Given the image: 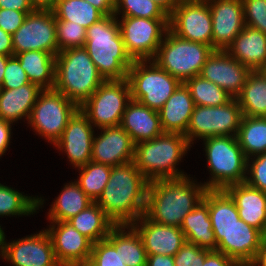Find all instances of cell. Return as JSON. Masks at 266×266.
Returning a JSON list of instances; mask_svg holds the SVG:
<instances>
[{
    "mask_svg": "<svg viewBox=\"0 0 266 266\" xmlns=\"http://www.w3.org/2000/svg\"><path fill=\"white\" fill-rule=\"evenodd\" d=\"M148 185L134 162L113 166L96 203L115 225L132 224L145 214Z\"/></svg>",
    "mask_w": 266,
    "mask_h": 266,
    "instance_id": "6da1fadb",
    "label": "cell"
},
{
    "mask_svg": "<svg viewBox=\"0 0 266 266\" xmlns=\"http://www.w3.org/2000/svg\"><path fill=\"white\" fill-rule=\"evenodd\" d=\"M188 175L179 179L149 181L145 215L155 223L179 227L185 216L203 200L207 188Z\"/></svg>",
    "mask_w": 266,
    "mask_h": 266,
    "instance_id": "7a4b0ae2",
    "label": "cell"
},
{
    "mask_svg": "<svg viewBox=\"0 0 266 266\" xmlns=\"http://www.w3.org/2000/svg\"><path fill=\"white\" fill-rule=\"evenodd\" d=\"M118 17L104 16L86 30L85 50L105 80H123L133 60L125 50Z\"/></svg>",
    "mask_w": 266,
    "mask_h": 266,
    "instance_id": "3957f363",
    "label": "cell"
},
{
    "mask_svg": "<svg viewBox=\"0 0 266 266\" xmlns=\"http://www.w3.org/2000/svg\"><path fill=\"white\" fill-rule=\"evenodd\" d=\"M191 146L185 135L163 132L154 139L137 143L133 162L149 181L183 178L187 174L176 169V165Z\"/></svg>",
    "mask_w": 266,
    "mask_h": 266,
    "instance_id": "277c9868",
    "label": "cell"
},
{
    "mask_svg": "<svg viewBox=\"0 0 266 266\" xmlns=\"http://www.w3.org/2000/svg\"><path fill=\"white\" fill-rule=\"evenodd\" d=\"M105 81L84 47L56 55L54 89L80 107Z\"/></svg>",
    "mask_w": 266,
    "mask_h": 266,
    "instance_id": "5b68a950",
    "label": "cell"
},
{
    "mask_svg": "<svg viewBox=\"0 0 266 266\" xmlns=\"http://www.w3.org/2000/svg\"><path fill=\"white\" fill-rule=\"evenodd\" d=\"M203 141L208 169L211 171V179L203 183L207 189H225L246 181L247 158L236 136H214Z\"/></svg>",
    "mask_w": 266,
    "mask_h": 266,
    "instance_id": "8992f818",
    "label": "cell"
},
{
    "mask_svg": "<svg viewBox=\"0 0 266 266\" xmlns=\"http://www.w3.org/2000/svg\"><path fill=\"white\" fill-rule=\"evenodd\" d=\"M213 51L210 45L182 39L168 29L153 61L184 83L200 74Z\"/></svg>",
    "mask_w": 266,
    "mask_h": 266,
    "instance_id": "52a82bcc",
    "label": "cell"
},
{
    "mask_svg": "<svg viewBox=\"0 0 266 266\" xmlns=\"http://www.w3.org/2000/svg\"><path fill=\"white\" fill-rule=\"evenodd\" d=\"M149 64V65H148ZM131 99L159 111L181 82L153 60L133 61L127 76Z\"/></svg>",
    "mask_w": 266,
    "mask_h": 266,
    "instance_id": "ba28073f",
    "label": "cell"
},
{
    "mask_svg": "<svg viewBox=\"0 0 266 266\" xmlns=\"http://www.w3.org/2000/svg\"><path fill=\"white\" fill-rule=\"evenodd\" d=\"M128 79L105 80L79 109L98 129L121 125L124 111L131 101Z\"/></svg>",
    "mask_w": 266,
    "mask_h": 266,
    "instance_id": "9c48e42d",
    "label": "cell"
},
{
    "mask_svg": "<svg viewBox=\"0 0 266 266\" xmlns=\"http://www.w3.org/2000/svg\"><path fill=\"white\" fill-rule=\"evenodd\" d=\"M78 109L79 107L61 92L44 89L38 95L28 124L38 135L55 144Z\"/></svg>",
    "mask_w": 266,
    "mask_h": 266,
    "instance_id": "30bf717a",
    "label": "cell"
},
{
    "mask_svg": "<svg viewBox=\"0 0 266 266\" xmlns=\"http://www.w3.org/2000/svg\"><path fill=\"white\" fill-rule=\"evenodd\" d=\"M242 117L236 98L222 106L195 105L185 133L186 139L193 144L196 137L204 140L214 136H236Z\"/></svg>",
    "mask_w": 266,
    "mask_h": 266,
    "instance_id": "8fae6325",
    "label": "cell"
},
{
    "mask_svg": "<svg viewBox=\"0 0 266 266\" xmlns=\"http://www.w3.org/2000/svg\"><path fill=\"white\" fill-rule=\"evenodd\" d=\"M118 23L125 50L133 61L153 60L169 29V19L122 17Z\"/></svg>",
    "mask_w": 266,
    "mask_h": 266,
    "instance_id": "7c38bea8",
    "label": "cell"
},
{
    "mask_svg": "<svg viewBox=\"0 0 266 266\" xmlns=\"http://www.w3.org/2000/svg\"><path fill=\"white\" fill-rule=\"evenodd\" d=\"M14 56L26 51H44L56 56V17L53 10H35L12 35Z\"/></svg>",
    "mask_w": 266,
    "mask_h": 266,
    "instance_id": "4fadbf2b",
    "label": "cell"
},
{
    "mask_svg": "<svg viewBox=\"0 0 266 266\" xmlns=\"http://www.w3.org/2000/svg\"><path fill=\"white\" fill-rule=\"evenodd\" d=\"M168 26L182 39L212 47V17L208 2L177 4L169 15Z\"/></svg>",
    "mask_w": 266,
    "mask_h": 266,
    "instance_id": "5bb4252c",
    "label": "cell"
},
{
    "mask_svg": "<svg viewBox=\"0 0 266 266\" xmlns=\"http://www.w3.org/2000/svg\"><path fill=\"white\" fill-rule=\"evenodd\" d=\"M217 242L216 251L222 252L242 266L254 261L263 234L239 219L230 228H212Z\"/></svg>",
    "mask_w": 266,
    "mask_h": 266,
    "instance_id": "9a60e30c",
    "label": "cell"
},
{
    "mask_svg": "<svg viewBox=\"0 0 266 266\" xmlns=\"http://www.w3.org/2000/svg\"><path fill=\"white\" fill-rule=\"evenodd\" d=\"M1 256L13 266H61L46 230L10 243L6 242L4 235Z\"/></svg>",
    "mask_w": 266,
    "mask_h": 266,
    "instance_id": "2e32d148",
    "label": "cell"
},
{
    "mask_svg": "<svg viewBox=\"0 0 266 266\" xmlns=\"http://www.w3.org/2000/svg\"><path fill=\"white\" fill-rule=\"evenodd\" d=\"M50 222L53 225L46 231L51 238L57 262L61 266H80L86 263L90 259L93 242L67 221Z\"/></svg>",
    "mask_w": 266,
    "mask_h": 266,
    "instance_id": "e0dca14e",
    "label": "cell"
},
{
    "mask_svg": "<svg viewBox=\"0 0 266 266\" xmlns=\"http://www.w3.org/2000/svg\"><path fill=\"white\" fill-rule=\"evenodd\" d=\"M250 72L247 66L231 57L226 50L215 49L199 75L224 89L232 98H237Z\"/></svg>",
    "mask_w": 266,
    "mask_h": 266,
    "instance_id": "ac0fdd59",
    "label": "cell"
},
{
    "mask_svg": "<svg viewBox=\"0 0 266 266\" xmlns=\"http://www.w3.org/2000/svg\"><path fill=\"white\" fill-rule=\"evenodd\" d=\"M88 117L78 109L69 119L60 139L54 144L67 154L74 168H79L91 161L94 130Z\"/></svg>",
    "mask_w": 266,
    "mask_h": 266,
    "instance_id": "d6986e66",
    "label": "cell"
},
{
    "mask_svg": "<svg viewBox=\"0 0 266 266\" xmlns=\"http://www.w3.org/2000/svg\"><path fill=\"white\" fill-rule=\"evenodd\" d=\"M212 48L226 50L245 25L242 0H210Z\"/></svg>",
    "mask_w": 266,
    "mask_h": 266,
    "instance_id": "ffe728a7",
    "label": "cell"
},
{
    "mask_svg": "<svg viewBox=\"0 0 266 266\" xmlns=\"http://www.w3.org/2000/svg\"><path fill=\"white\" fill-rule=\"evenodd\" d=\"M100 130L94 135L91 161L111 167L133 162L136 144L120 125Z\"/></svg>",
    "mask_w": 266,
    "mask_h": 266,
    "instance_id": "44dd1931",
    "label": "cell"
},
{
    "mask_svg": "<svg viewBox=\"0 0 266 266\" xmlns=\"http://www.w3.org/2000/svg\"><path fill=\"white\" fill-rule=\"evenodd\" d=\"M131 225L140 234L147 255L174 256L186 243L184 233L179 227L155 223L145 214Z\"/></svg>",
    "mask_w": 266,
    "mask_h": 266,
    "instance_id": "7402d4cb",
    "label": "cell"
},
{
    "mask_svg": "<svg viewBox=\"0 0 266 266\" xmlns=\"http://www.w3.org/2000/svg\"><path fill=\"white\" fill-rule=\"evenodd\" d=\"M233 199L239 217L262 234L266 230V192L249 186L246 182L224 189Z\"/></svg>",
    "mask_w": 266,
    "mask_h": 266,
    "instance_id": "603a6c76",
    "label": "cell"
},
{
    "mask_svg": "<svg viewBox=\"0 0 266 266\" xmlns=\"http://www.w3.org/2000/svg\"><path fill=\"white\" fill-rule=\"evenodd\" d=\"M226 51L251 71L266 70V34L245 26Z\"/></svg>",
    "mask_w": 266,
    "mask_h": 266,
    "instance_id": "cb8c5ba5",
    "label": "cell"
},
{
    "mask_svg": "<svg viewBox=\"0 0 266 266\" xmlns=\"http://www.w3.org/2000/svg\"><path fill=\"white\" fill-rule=\"evenodd\" d=\"M120 126L135 144L154 139L164 132L159 112L134 100L127 104Z\"/></svg>",
    "mask_w": 266,
    "mask_h": 266,
    "instance_id": "d4e9b609",
    "label": "cell"
},
{
    "mask_svg": "<svg viewBox=\"0 0 266 266\" xmlns=\"http://www.w3.org/2000/svg\"><path fill=\"white\" fill-rule=\"evenodd\" d=\"M194 107L189 89L181 83L158 111L162 130L185 135Z\"/></svg>",
    "mask_w": 266,
    "mask_h": 266,
    "instance_id": "484cf974",
    "label": "cell"
},
{
    "mask_svg": "<svg viewBox=\"0 0 266 266\" xmlns=\"http://www.w3.org/2000/svg\"><path fill=\"white\" fill-rule=\"evenodd\" d=\"M42 90L31 82L17 89H0V119L14 123L26 117L28 121Z\"/></svg>",
    "mask_w": 266,
    "mask_h": 266,
    "instance_id": "4316f807",
    "label": "cell"
},
{
    "mask_svg": "<svg viewBox=\"0 0 266 266\" xmlns=\"http://www.w3.org/2000/svg\"><path fill=\"white\" fill-rule=\"evenodd\" d=\"M186 242L196 244L201 248L216 250L217 242L209 217L208 204L202 200L189 212L180 226Z\"/></svg>",
    "mask_w": 266,
    "mask_h": 266,
    "instance_id": "83f0119b",
    "label": "cell"
},
{
    "mask_svg": "<svg viewBox=\"0 0 266 266\" xmlns=\"http://www.w3.org/2000/svg\"><path fill=\"white\" fill-rule=\"evenodd\" d=\"M28 80L41 89H54L56 56L44 51H26L15 55Z\"/></svg>",
    "mask_w": 266,
    "mask_h": 266,
    "instance_id": "f1b7e54d",
    "label": "cell"
},
{
    "mask_svg": "<svg viewBox=\"0 0 266 266\" xmlns=\"http://www.w3.org/2000/svg\"><path fill=\"white\" fill-rule=\"evenodd\" d=\"M236 99L244 116L266 117V70L251 71Z\"/></svg>",
    "mask_w": 266,
    "mask_h": 266,
    "instance_id": "f546056e",
    "label": "cell"
},
{
    "mask_svg": "<svg viewBox=\"0 0 266 266\" xmlns=\"http://www.w3.org/2000/svg\"><path fill=\"white\" fill-rule=\"evenodd\" d=\"M67 222L93 243L106 239L110 230L115 226V223L96 202L71 217Z\"/></svg>",
    "mask_w": 266,
    "mask_h": 266,
    "instance_id": "4dcf8cb0",
    "label": "cell"
},
{
    "mask_svg": "<svg viewBox=\"0 0 266 266\" xmlns=\"http://www.w3.org/2000/svg\"><path fill=\"white\" fill-rule=\"evenodd\" d=\"M93 201L82 191L74 181L66 184L60 195L49 209L50 221H67L85 210Z\"/></svg>",
    "mask_w": 266,
    "mask_h": 266,
    "instance_id": "1f68e13d",
    "label": "cell"
},
{
    "mask_svg": "<svg viewBox=\"0 0 266 266\" xmlns=\"http://www.w3.org/2000/svg\"><path fill=\"white\" fill-rule=\"evenodd\" d=\"M237 141L246 158L266 152V117H242Z\"/></svg>",
    "mask_w": 266,
    "mask_h": 266,
    "instance_id": "d6a6232c",
    "label": "cell"
},
{
    "mask_svg": "<svg viewBox=\"0 0 266 266\" xmlns=\"http://www.w3.org/2000/svg\"><path fill=\"white\" fill-rule=\"evenodd\" d=\"M203 200L208 204L212 228H230L240 219L233 199L224 189H207Z\"/></svg>",
    "mask_w": 266,
    "mask_h": 266,
    "instance_id": "836d02e7",
    "label": "cell"
},
{
    "mask_svg": "<svg viewBox=\"0 0 266 266\" xmlns=\"http://www.w3.org/2000/svg\"><path fill=\"white\" fill-rule=\"evenodd\" d=\"M52 10L56 20L74 22L85 29L104 17L86 0H57Z\"/></svg>",
    "mask_w": 266,
    "mask_h": 266,
    "instance_id": "e575fe53",
    "label": "cell"
},
{
    "mask_svg": "<svg viewBox=\"0 0 266 266\" xmlns=\"http://www.w3.org/2000/svg\"><path fill=\"white\" fill-rule=\"evenodd\" d=\"M40 197L25 196L21 192L0 183V216L31 215L43 205Z\"/></svg>",
    "mask_w": 266,
    "mask_h": 266,
    "instance_id": "d590c367",
    "label": "cell"
},
{
    "mask_svg": "<svg viewBox=\"0 0 266 266\" xmlns=\"http://www.w3.org/2000/svg\"><path fill=\"white\" fill-rule=\"evenodd\" d=\"M184 84L189 89L194 104L198 106H222L232 99L224 89L200 75L186 80Z\"/></svg>",
    "mask_w": 266,
    "mask_h": 266,
    "instance_id": "8d00e7d4",
    "label": "cell"
},
{
    "mask_svg": "<svg viewBox=\"0 0 266 266\" xmlns=\"http://www.w3.org/2000/svg\"><path fill=\"white\" fill-rule=\"evenodd\" d=\"M78 170L81 174L76 182L82 191L96 202L109 181L111 166L90 161Z\"/></svg>",
    "mask_w": 266,
    "mask_h": 266,
    "instance_id": "74e56055",
    "label": "cell"
},
{
    "mask_svg": "<svg viewBox=\"0 0 266 266\" xmlns=\"http://www.w3.org/2000/svg\"><path fill=\"white\" fill-rule=\"evenodd\" d=\"M89 261L94 266H127L120 257V225H115L106 239L93 243Z\"/></svg>",
    "mask_w": 266,
    "mask_h": 266,
    "instance_id": "f35d334b",
    "label": "cell"
},
{
    "mask_svg": "<svg viewBox=\"0 0 266 266\" xmlns=\"http://www.w3.org/2000/svg\"><path fill=\"white\" fill-rule=\"evenodd\" d=\"M120 257L127 266H146L147 254L142 238L131 224L120 225Z\"/></svg>",
    "mask_w": 266,
    "mask_h": 266,
    "instance_id": "ab89813d",
    "label": "cell"
},
{
    "mask_svg": "<svg viewBox=\"0 0 266 266\" xmlns=\"http://www.w3.org/2000/svg\"><path fill=\"white\" fill-rule=\"evenodd\" d=\"M169 19V15L153 0H116L114 16Z\"/></svg>",
    "mask_w": 266,
    "mask_h": 266,
    "instance_id": "60d3db41",
    "label": "cell"
},
{
    "mask_svg": "<svg viewBox=\"0 0 266 266\" xmlns=\"http://www.w3.org/2000/svg\"><path fill=\"white\" fill-rule=\"evenodd\" d=\"M86 30L87 29L77 23L56 20L58 52L70 48L84 47L86 42Z\"/></svg>",
    "mask_w": 266,
    "mask_h": 266,
    "instance_id": "b9f144b4",
    "label": "cell"
},
{
    "mask_svg": "<svg viewBox=\"0 0 266 266\" xmlns=\"http://www.w3.org/2000/svg\"><path fill=\"white\" fill-rule=\"evenodd\" d=\"M245 25L266 34V0H242Z\"/></svg>",
    "mask_w": 266,
    "mask_h": 266,
    "instance_id": "7bdbcfd3",
    "label": "cell"
},
{
    "mask_svg": "<svg viewBox=\"0 0 266 266\" xmlns=\"http://www.w3.org/2000/svg\"><path fill=\"white\" fill-rule=\"evenodd\" d=\"M247 159L246 183L256 189L266 192V152ZM250 159L251 160L250 162ZM250 175V176H249Z\"/></svg>",
    "mask_w": 266,
    "mask_h": 266,
    "instance_id": "ee69618b",
    "label": "cell"
},
{
    "mask_svg": "<svg viewBox=\"0 0 266 266\" xmlns=\"http://www.w3.org/2000/svg\"><path fill=\"white\" fill-rule=\"evenodd\" d=\"M28 83H30V81L28 80L25 70L20 66L19 60L16 56H11L7 60L3 83L0 89H17Z\"/></svg>",
    "mask_w": 266,
    "mask_h": 266,
    "instance_id": "f6af8a7d",
    "label": "cell"
},
{
    "mask_svg": "<svg viewBox=\"0 0 266 266\" xmlns=\"http://www.w3.org/2000/svg\"><path fill=\"white\" fill-rule=\"evenodd\" d=\"M206 249L186 242L173 256L175 266H202Z\"/></svg>",
    "mask_w": 266,
    "mask_h": 266,
    "instance_id": "bcb514c9",
    "label": "cell"
},
{
    "mask_svg": "<svg viewBox=\"0 0 266 266\" xmlns=\"http://www.w3.org/2000/svg\"><path fill=\"white\" fill-rule=\"evenodd\" d=\"M28 14L12 9H0V28L13 35L24 23Z\"/></svg>",
    "mask_w": 266,
    "mask_h": 266,
    "instance_id": "7dc6e473",
    "label": "cell"
},
{
    "mask_svg": "<svg viewBox=\"0 0 266 266\" xmlns=\"http://www.w3.org/2000/svg\"><path fill=\"white\" fill-rule=\"evenodd\" d=\"M202 266H242L237 261L216 250L206 249V258Z\"/></svg>",
    "mask_w": 266,
    "mask_h": 266,
    "instance_id": "c3c4849f",
    "label": "cell"
},
{
    "mask_svg": "<svg viewBox=\"0 0 266 266\" xmlns=\"http://www.w3.org/2000/svg\"><path fill=\"white\" fill-rule=\"evenodd\" d=\"M0 9H12L32 13L35 11L30 0H0Z\"/></svg>",
    "mask_w": 266,
    "mask_h": 266,
    "instance_id": "681fc988",
    "label": "cell"
},
{
    "mask_svg": "<svg viewBox=\"0 0 266 266\" xmlns=\"http://www.w3.org/2000/svg\"><path fill=\"white\" fill-rule=\"evenodd\" d=\"M11 122L0 119V157L6 152L11 138Z\"/></svg>",
    "mask_w": 266,
    "mask_h": 266,
    "instance_id": "f907efd6",
    "label": "cell"
},
{
    "mask_svg": "<svg viewBox=\"0 0 266 266\" xmlns=\"http://www.w3.org/2000/svg\"><path fill=\"white\" fill-rule=\"evenodd\" d=\"M97 10H99L104 16L114 14L116 0H86Z\"/></svg>",
    "mask_w": 266,
    "mask_h": 266,
    "instance_id": "816d5d0a",
    "label": "cell"
},
{
    "mask_svg": "<svg viewBox=\"0 0 266 266\" xmlns=\"http://www.w3.org/2000/svg\"><path fill=\"white\" fill-rule=\"evenodd\" d=\"M0 54L5 56H14L12 46V35L0 28Z\"/></svg>",
    "mask_w": 266,
    "mask_h": 266,
    "instance_id": "f5cc1de1",
    "label": "cell"
},
{
    "mask_svg": "<svg viewBox=\"0 0 266 266\" xmlns=\"http://www.w3.org/2000/svg\"><path fill=\"white\" fill-rule=\"evenodd\" d=\"M146 266H175L173 256L147 255Z\"/></svg>",
    "mask_w": 266,
    "mask_h": 266,
    "instance_id": "db71d44e",
    "label": "cell"
},
{
    "mask_svg": "<svg viewBox=\"0 0 266 266\" xmlns=\"http://www.w3.org/2000/svg\"><path fill=\"white\" fill-rule=\"evenodd\" d=\"M266 266V241L262 240L257 255L250 266Z\"/></svg>",
    "mask_w": 266,
    "mask_h": 266,
    "instance_id": "11a10c76",
    "label": "cell"
},
{
    "mask_svg": "<svg viewBox=\"0 0 266 266\" xmlns=\"http://www.w3.org/2000/svg\"><path fill=\"white\" fill-rule=\"evenodd\" d=\"M35 10H52L57 0H30Z\"/></svg>",
    "mask_w": 266,
    "mask_h": 266,
    "instance_id": "9f6ffc18",
    "label": "cell"
},
{
    "mask_svg": "<svg viewBox=\"0 0 266 266\" xmlns=\"http://www.w3.org/2000/svg\"><path fill=\"white\" fill-rule=\"evenodd\" d=\"M156 2L168 15L171 14L174 7L177 5L175 0H153Z\"/></svg>",
    "mask_w": 266,
    "mask_h": 266,
    "instance_id": "6f0895ef",
    "label": "cell"
},
{
    "mask_svg": "<svg viewBox=\"0 0 266 266\" xmlns=\"http://www.w3.org/2000/svg\"><path fill=\"white\" fill-rule=\"evenodd\" d=\"M10 57L11 56H5V55L0 54V86L3 83L4 71L7 65V60Z\"/></svg>",
    "mask_w": 266,
    "mask_h": 266,
    "instance_id": "680465c9",
    "label": "cell"
},
{
    "mask_svg": "<svg viewBox=\"0 0 266 266\" xmlns=\"http://www.w3.org/2000/svg\"><path fill=\"white\" fill-rule=\"evenodd\" d=\"M4 231L3 229L1 228V225H0V256L2 255V251H3V239H4Z\"/></svg>",
    "mask_w": 266,
    "mask_h": 266,
    "instance_id": "91938a15",
    "label": "cell"
},
{
    "mask_svg": "<svg viewBox=\"0 0 266 266\" xmlns=\"http://www.w3.org/2000/svg\"><path fill=\"white\" fill-rule=\"evenodd\" d=\"M177 4L191 3V2H209L210 0H175Z\"/></svg>",
    "mask_w": 266,
    "mask_h": 266,
    "instance_id": "94428289",
    "label": "cell"
},
{
    "mask_svg": "<svg viewBox=\"0 0 266 266\" xmlns=\"http://www.w3.org/2000/svg\"><path fill=\"white\" fill-rule=\"evenodd\" d=\"M80 266H94L89 260Z\"/></svg>",
    "mask_w": 266,
    "mask_h": 266,
    "instance_id": "6125c7cd",
    "label": "cell"
},
{
    "mask_svg": "<svg viewBox=\"0 0 266 266\" xmlns=\"http://www.w3.org/2000/svg\"><path fill=\"white\" fill-rule=\"evenodd\" d=\"M263 240L266 241V230H265V232H264V234H263Z\"/></svg>",
    "mask_w": 266,
    "mask_h": 266,
    "instance_id": "be15d7a7",
    "label": "cell"
}]
</instances>
